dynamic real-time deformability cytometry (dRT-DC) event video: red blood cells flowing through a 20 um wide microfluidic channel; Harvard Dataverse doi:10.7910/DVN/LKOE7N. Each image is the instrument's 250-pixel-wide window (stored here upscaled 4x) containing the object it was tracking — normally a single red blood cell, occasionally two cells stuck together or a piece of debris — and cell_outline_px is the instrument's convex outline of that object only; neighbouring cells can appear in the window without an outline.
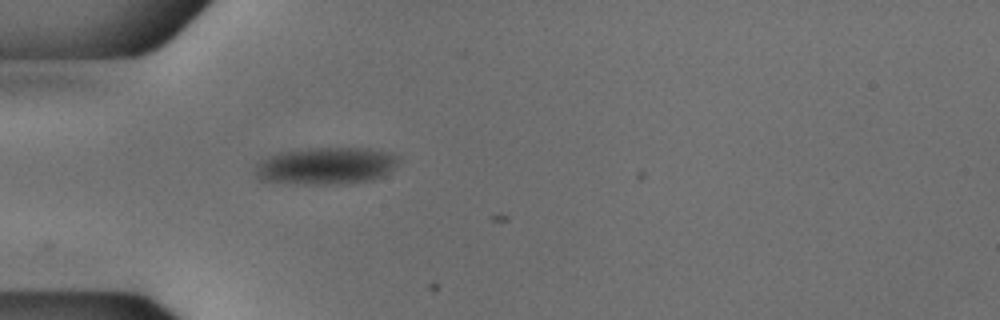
{"species": "common noctule bat (a hibernating species)", "species_latin": "Nyctalus noctula", "temperature_condition": "cold", "stored_images_in_passage": 6, "camera_frame_rate_fps": 3000, "um_per_image_px": 0.085, "animal": {"sex": "male", "body_mass_g": 18.8}, "frame": {"image": 1, "passage_image": 2, "time_ms": 0.333, "image_size_px": [1000, 320], "cell_outline_px": [[400, 160], [384, 176], [372, 180], [348, 184], [292, 184], [260, 180], [256, 176], [256, 164], [280, 152], [308, 148], [368, 148], [388, 152], [400, 156]], "centroid_in_image_um": [27.75, 14.11], "position_along_channel_um": 57.2, "area_um2": 31.15}}
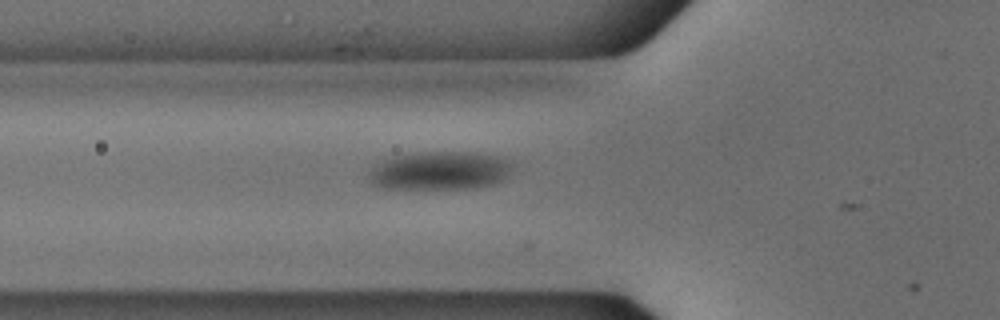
{"frame": {"image": 2, "passage_image": 5, "time_ms": 1.333, "image_size_px": [1000, 320], "cell_outline_px": [[512, 164], [504, 180], [492, 184], [472, 188], [380, 188], [372, 184], [368, 176], [368, 172], [380, 160], [392, 156], [420, 152], [476, 152], [508, 160]], "centroid_in_image_um": [37.32, 14.5], "position_along_channel_um": 88.5, "area_um2": 32.02}}